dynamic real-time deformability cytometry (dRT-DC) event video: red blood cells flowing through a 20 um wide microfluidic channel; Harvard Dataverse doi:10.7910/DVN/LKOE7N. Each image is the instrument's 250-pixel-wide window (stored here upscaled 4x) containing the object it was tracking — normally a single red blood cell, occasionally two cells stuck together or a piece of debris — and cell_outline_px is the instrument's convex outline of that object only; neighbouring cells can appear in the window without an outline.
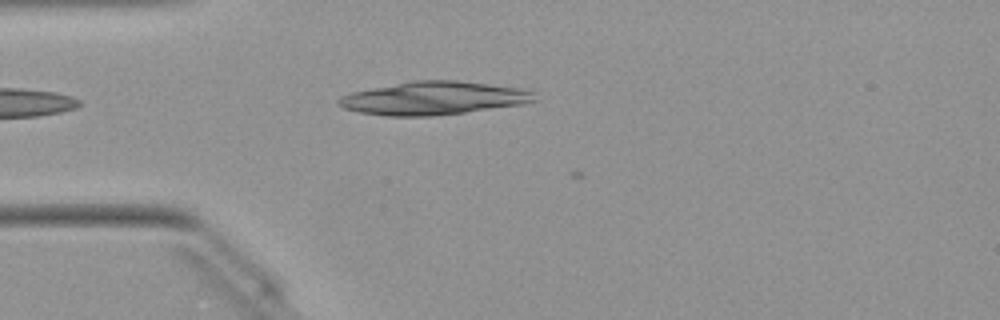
{"species": "Egyptian fruit bat (a non-hibernating species)", "species_latin": "Rousettus aegyptiacus", "temperature_condition": "warm", "stored_images_in_passage": 5, "camera_frame_rate_fps": 3000, "um_per_image_px": 0.085, "animal": {"sex": "female"}, "frame": {"image": 1, "passage_image": 2, "time_ms": 0.333, "image_size_px": [1000, 320], "cell_outline_px": [[540, 100], [524, 104], [464, 112], [432, 116], [388, 116], [360, 112], [344, 108], [336, 104], [336, 100], [340, 96], [352, 92], [412, 80], [456, 80], [488, 84], [516, 88], [536, 92]], "centroid_in_image_um": [36.86, 8.34], "position_along_channel_um": 48.1, "area_um2": 37.92}}